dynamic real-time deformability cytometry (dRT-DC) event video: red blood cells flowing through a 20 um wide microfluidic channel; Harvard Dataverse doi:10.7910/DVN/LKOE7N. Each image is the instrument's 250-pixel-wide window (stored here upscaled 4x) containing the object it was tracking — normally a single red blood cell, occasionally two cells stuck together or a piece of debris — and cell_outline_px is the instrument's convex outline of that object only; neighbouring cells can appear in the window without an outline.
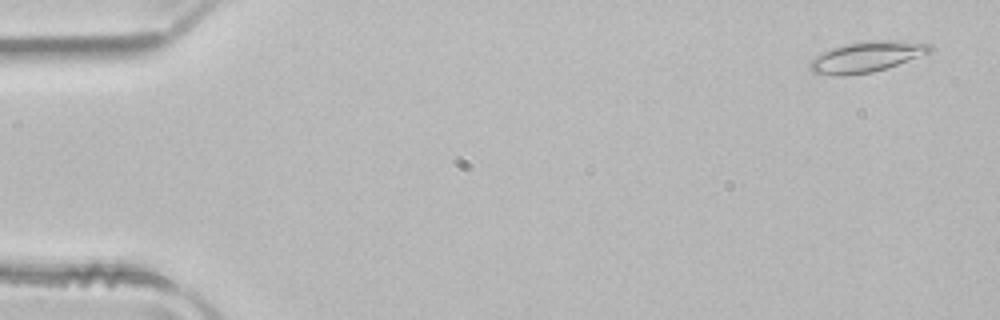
{"species": "common noctule bat (a hibernating species)", "species_latin": "Nyctalus noctula", "temperature_condition": "room temperature", "stored_images_in_passage": 51, "camera_frame_rate_fps": 3000, "um_per_image_px": 0.085, "animal": {"sex": "male", "body_mass_g": 21.5, "forearm_length_mm": 52.0}, "frame": {"image": 1, "passage_image": 3, "time_ms": 0.667, "image_size_px": [1000, 320], "cell_outline_px": [[936, 48], [928, 52], [896, 64], [872, 72], [844, 76], [836, 76], [812, 72], [808, 68], [808, 64], [820, 52], [844, 44], [872, 40], [900, 40], [928, 44]], "centroid_in_image_um": [73.59, 4.82], "position_along_channel_um": 11.4, "area_um2": 21.21}}
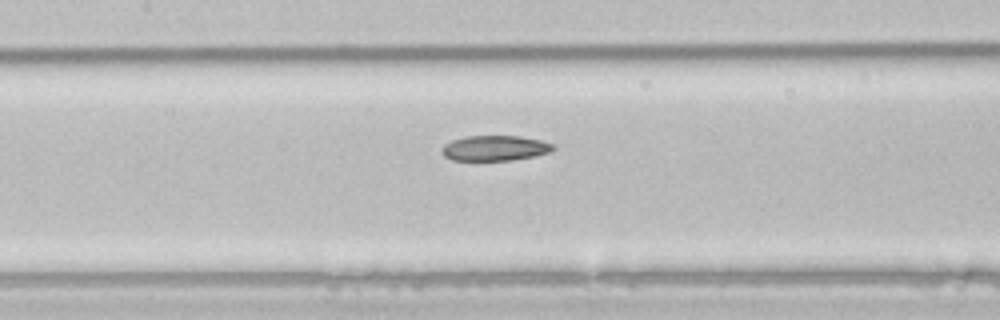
{"frame": {"image": 2, "passage_image": 24, "time_ms": 7.667, "image_size_px": [1000, 320], "cell_outline_px": [[556, 148], [552, 152], [512, 160], [452, 160], [444, 156], [440, 152], [440, 148], [444, 144], [452, 140], [464, 136], [520, 136], [540, 140], [552, 144]], "centroid_in_image_um": [42.03, 12.59], "position_along_channel_um": 165.4, "area_um2": 16.47}}
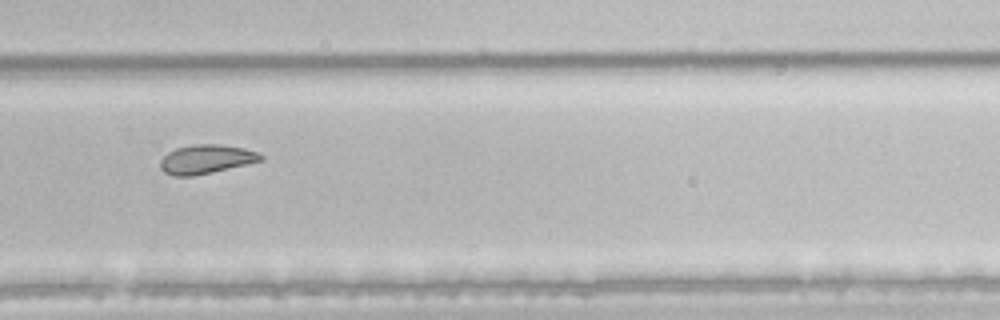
{"frame": {"image": 3, "passage_image": 35, "time_ms": 11.333, "image_size_px": [1000, 320], "cell_outline_px": [[264, 160], [248, 164], [212, 172], [192, 176], [172, 176], [164, 172], [160, 168], [160, 160], [168, 152], [176, 148], [192, 144], [220, 144], [244, 148], [260, 152], [264, 156]], "centroid_in_image_um": [17.54, 13.53], "position_along_channel_um": 312.3, "area_um2": 17.17}, "authors_computed_cell_mechanics": {"area_um2": 18.9006, "velocity_mm_per_s": 4.0282, "shape_relaxation_time_tau1_ms": 4.3952, "shape_relaxation_time_tau2_ms": 5.1133, "deformation_change_tau1": 0.1127, "deformation_change_tau2": 0.1123}}